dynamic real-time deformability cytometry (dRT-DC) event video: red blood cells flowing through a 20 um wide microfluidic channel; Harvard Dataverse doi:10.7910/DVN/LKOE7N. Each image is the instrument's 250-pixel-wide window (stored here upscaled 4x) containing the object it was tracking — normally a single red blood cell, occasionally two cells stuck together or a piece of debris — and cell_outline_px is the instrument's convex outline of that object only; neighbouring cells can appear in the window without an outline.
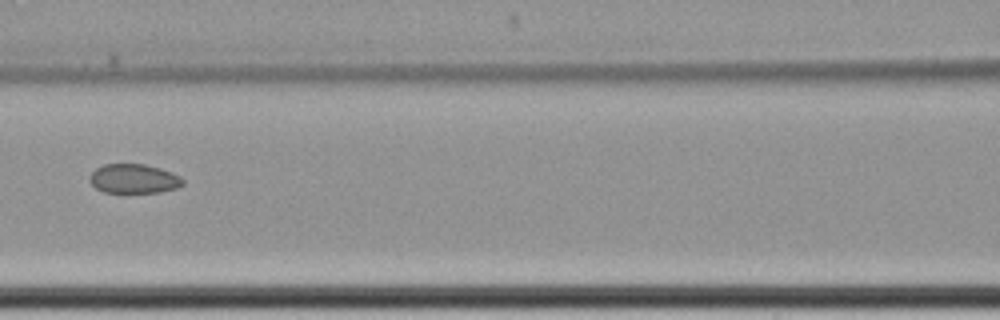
{"species": "common noctule bat (a hibernating species)", "species_latin": "Nyctalus noctula", "temperature_condition": "cold", "stored_images_in_passage": 10, "camera_frame_rate_fps": 3000, "um_per_image_px": 0.085, "animal": {"sex": "female", "body_mass_g": 22.7, "forearm_length_mm": 54.2}, "frame": {"image": 1, "passage_image": 9, "time_ms": 10.333, "image_size_px": [1000, 320], "cell_outline_px": [[184, 184], [176, 188], [160, 192], [104, 192], [96, 188], [88, 180], [88, 176], [96, 168], [104, 164], [144, 164], [160, 168], [172, 172], [180, 176], [184, 180]], "centroid_in_image_um": [11.37, 15.18], "position_along_channel_um": 155.2, "area_um2": 15.95}}
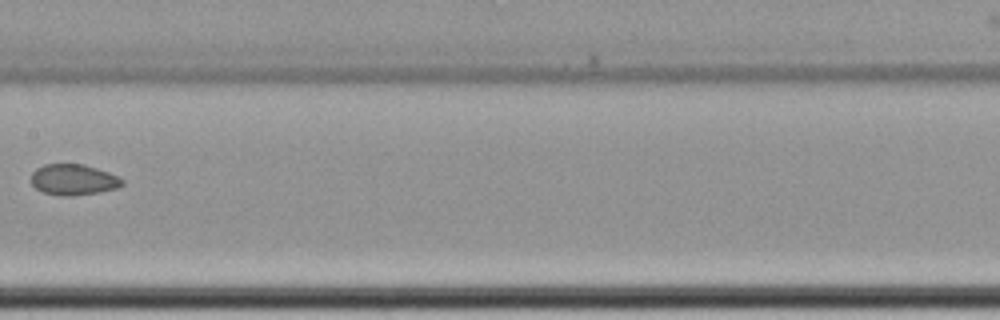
{"frame": {"image": 2, "passage_image": 10, "time_ms": 11.667, "image_size_px": [1000, 320], "cell_outline_px": [[124, 184], [116, 188], [100, 192], [72, 196], [60, 196], [44, 192], [36, 188], [32, 184], [32, 172], [36, 168], [44, 164], [84, 164], [108, 172], [124, 180]], "centroid_in_image_um": [6.24, 15.27], "position_along_channel_um": 201.2, "area_um2": 16.36}}